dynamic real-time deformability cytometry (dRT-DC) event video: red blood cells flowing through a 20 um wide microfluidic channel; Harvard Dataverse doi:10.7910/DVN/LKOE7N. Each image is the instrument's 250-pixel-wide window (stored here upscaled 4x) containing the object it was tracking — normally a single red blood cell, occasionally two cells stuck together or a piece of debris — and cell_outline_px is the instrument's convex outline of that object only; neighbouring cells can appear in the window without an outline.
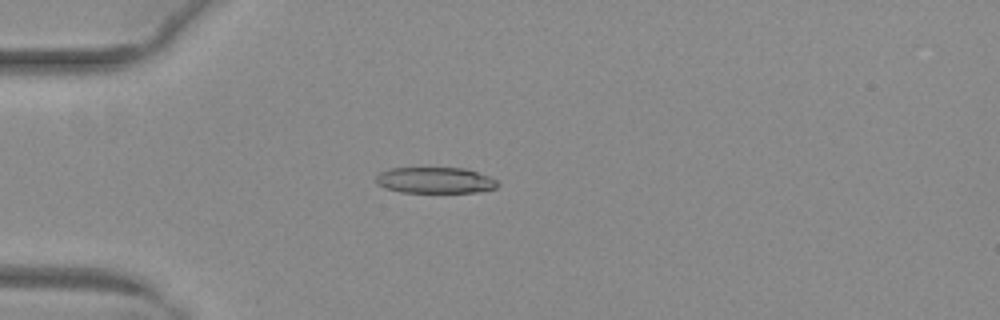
{"species": "common noctule bat (a hibernating species)", "species_latin": "Nyctalus noctula", "temperature_condition": "warm", "stored_images_in_passage": 47, "camera_frame_rate_fps": 3000, "um_per_image_px": 0.085, "animal": {"sex": "female", "body_mass_g": 29.2, "forearm_length_mm": 56.3}, "frame": {"image": 1, "passage_image": 9, "time_ms": 2.667, "image_size_px": [1000, 320], "cell_outline_px": [[500, 184], [496, 188], [476, 192], [400, 192], [384, 188], [376, 184], [376, 176], [380, 172], [392, 168], [464, 168], [488, 176], [496, 180]], "centroid_in_image_um": [36.96, 15.33], "position_along_channel_um": 48.0, "area_um2": 18.44}}
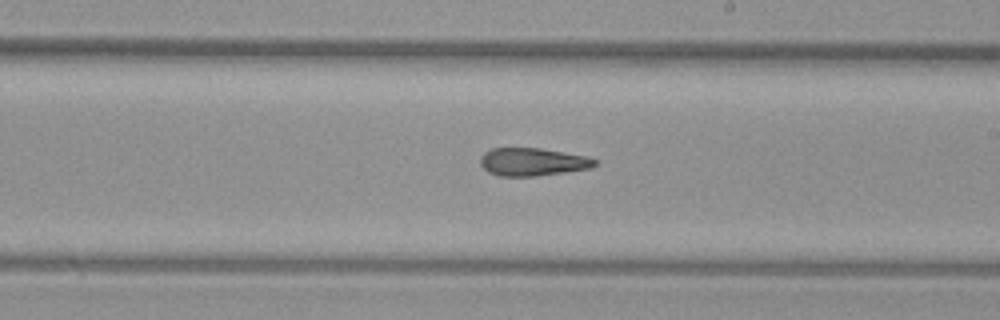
{"frame": {"image": 2, "passage_image": 25, "time_ms": 8.0, "image_size_px": [1000, 320], "cell_outline_px": [[600, 160], [592, 168], [536, 176], [500, 176], [488, 172], [480, 164], [480, 156], [484, 152], [492, 148], [540, 148], [588, 156]], "centroid_in_image_um": [45.29, 13.75], "position_along_channel_um": 243.7, "area_um2": 18.79}}
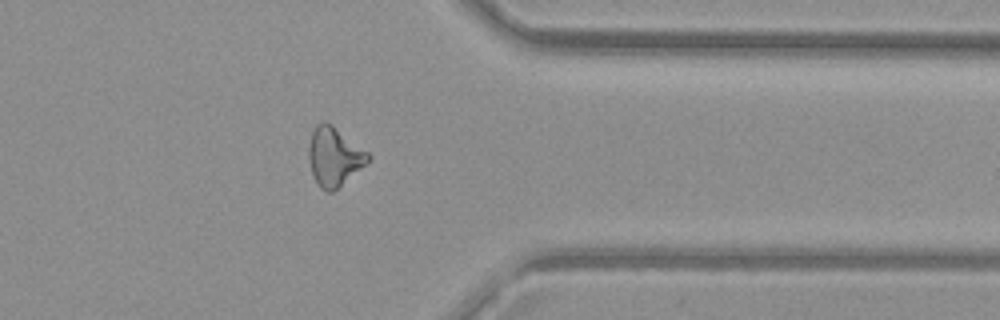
{"frame": {"image": 3, "passage_image": 36, "time_ms": 11.667, "image_size_px": [1000, 320], "cell_outline_px": [[372, 156], [364, 164], [332, 192], [328, 192], [320, 188], [316, 184], [308, 160], [308, 148], [312, 132], [316, 124], [324, 120], [332, 124], [368, 152]], "centroid_in_image_um": [28.36, 13.28], "position_along_channel_um": 383.0, "area_um2": 20.06}, "authors_computed_cell_mechanics": {"area_um2": 19.4786, "velocity_mm_per_s": 4.0376, "shape_relaxation_time_tau1_ms": null, "shape_relaxation_time_tau2_ms": 4.3647, "deformation_change_tau1": null, "deformation_change_tau2": 0.1672}}